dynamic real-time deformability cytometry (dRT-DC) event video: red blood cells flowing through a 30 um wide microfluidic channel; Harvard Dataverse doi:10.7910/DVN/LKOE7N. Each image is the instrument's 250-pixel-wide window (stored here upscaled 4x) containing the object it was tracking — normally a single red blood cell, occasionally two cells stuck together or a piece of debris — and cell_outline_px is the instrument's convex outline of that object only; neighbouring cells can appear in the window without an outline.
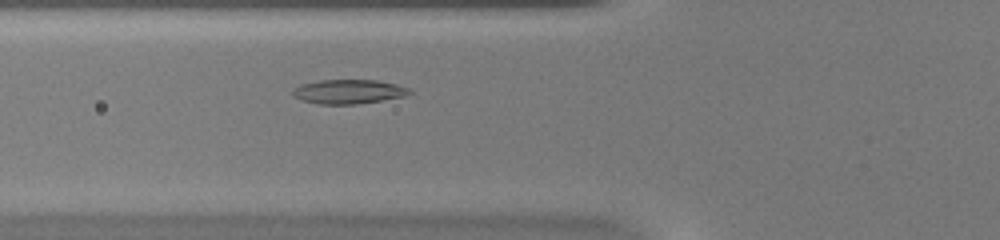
{"species": "common noctule bat (a hibernating species)", "species_latin": "Nyctalus noctula", "temperature_condition": "warm", "stored_images_in_passage": 42, "camera_frame_rate_fps": 3000, "um_per_image_px": 0.085, "animal": {"sex": "female", "body_mass_g": 20.0, "forearm_length_mm": 54.0}, "frame": {"image": 1, "passage_image": 9, "time_ms": 2.667, "image_size_px": [1000, 240], "cell_outline_px": [[412, 92], [404, 96], [356, 104], [320, 104], [304, 100], [292, 96], [292, 88], [300, 84], [320, 80], [376, 80], [396, 84], [408, 88]], "centroid_in_image_um": [29.58, 7.78], "position_along_channel_um": 96.2, "area_um2": 16.36}}
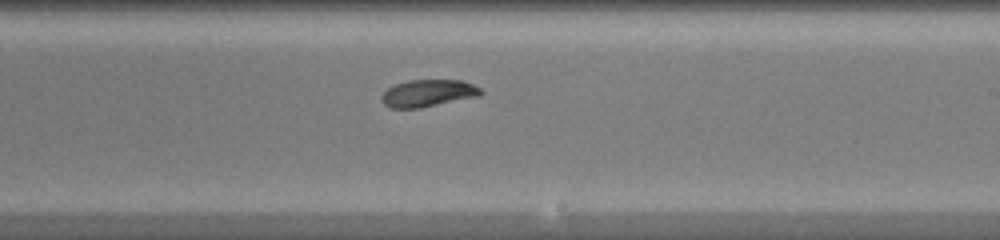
{"frame": {"image": 2, "passage_image": 21, "time_ms": 6.667, "image_size_px": [1000, 240], "cell_outline_px": [[484, 92], [480, 96], [420, 108], [392, 108], [384, 104], [380, 96], [388, 88], [396, 84], [408, 80], [460, 80], [472, 84], [480, 88]], "centroid_in_image_um": [36.4, 7.92], "position_along_channel_um": 252.6, "area_um2": 15.66}}
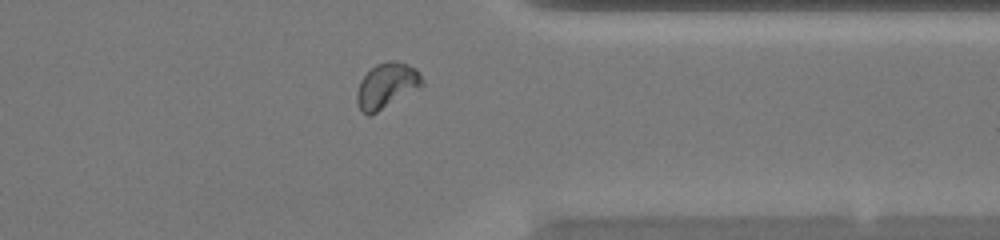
{"frame": {"image": 3, "passage_image": 31, "time_ms": 10.0, "image_size_px": [1000, 240], "cell_outline_px": [[424, 84], [376, 112], [368, 116], [356, 104], [356, 92], [360, 80], [376, 64], [388, 60], [392, 60], [408, 64], [416, 68], [424, 80]], "centroid_in_image_um": [32.85, 7.25], "position_along_channel_um": 378.6, "area_um2": 16.94}, "authors_computed_cell_mechanics": {"area_um2": 16.184, "velocity_mm_per_s": 3.9145, "shape_relaxation_time_tau1_ms": null, "shape_relaxation_time_tau2_ms": 3.7066, "deformation_change_tau1": null, "deformation_change_tau2": 0.0464}}